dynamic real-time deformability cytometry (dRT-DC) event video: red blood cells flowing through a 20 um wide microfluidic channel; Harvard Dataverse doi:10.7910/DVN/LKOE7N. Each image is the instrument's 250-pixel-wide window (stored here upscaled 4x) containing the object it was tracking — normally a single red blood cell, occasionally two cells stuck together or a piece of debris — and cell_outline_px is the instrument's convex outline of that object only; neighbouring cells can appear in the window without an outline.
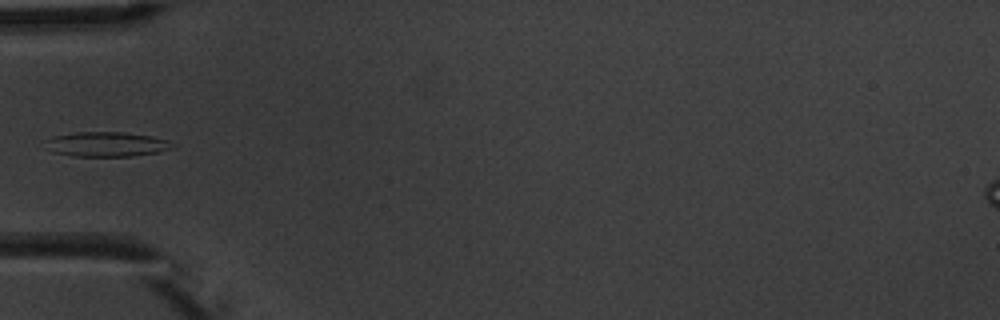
{"species": "common noctule bat (a hibernating species)", "species_latin": "Nyctalus noctula", "temperature_condition": "warm", "stored_images_in_passage": 6, "camera_frame_rate_fps": 3000, "um_per_image_px": 0.085, "animal": {"sex": "male", "body_mass_g": 20.1, "forearm_length_mm": 53.5}, "frame": {"image": 1, "passage_image": 6, "time_ms": 5.667, "image_size_px": [1000, 320], "cell_outline_px": [[176, 148], [156, 152], [132, 156], [72, 156], [52, 152], [40, 140], [52, 136], [76, 132], [124, 132], [152, 136], [168, 140], [176, 144]], "centroid_in_image_um": [9.02, 12.25], "position_along_channel_um": 76.0, "area_um2": 18.67}}